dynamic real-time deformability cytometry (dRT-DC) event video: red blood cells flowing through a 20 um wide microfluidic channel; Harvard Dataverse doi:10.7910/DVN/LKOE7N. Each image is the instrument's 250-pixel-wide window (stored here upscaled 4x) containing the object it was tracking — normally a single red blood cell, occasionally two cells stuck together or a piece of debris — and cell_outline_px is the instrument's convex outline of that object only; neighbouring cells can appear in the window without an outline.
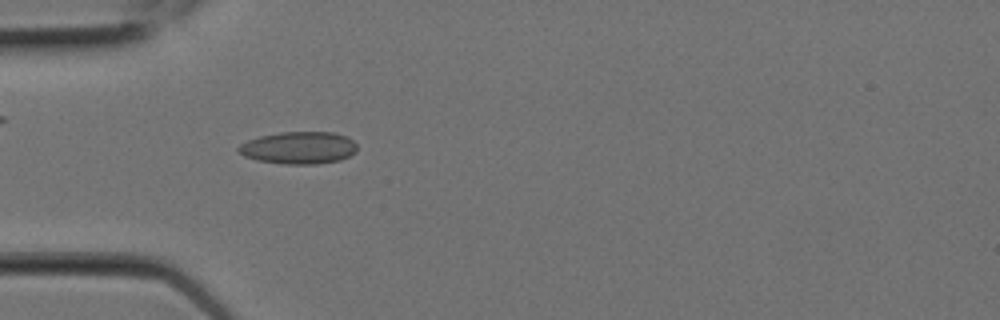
{"species": "Egyptian fruit bat (a non-hibernating species)", "species_latin": "Rousettus aegyptiacus", "temperature_condition": "room temperature", "stored_images_in_passage": 2, "camera_frame_rate_fps": 3000, "um_per_image_px": 0.085, "animal": {"sex": "female"}, "frame": {"image": 1, "passage_image": 1, "time_ms": 0.0, "image_size_px": [1000, 320], "cell_outline_px": [[356, 152], [340, 160], [316, 164], [284, 164], [256, 160], [244, 156], [236, 148], [240, 144], [248, 140], [260, 136], [280, 132], [336, 132], [348, 136], [356, 144]], "centroid_in_image_um": [25.4, 12.56], "position_along_channel_um": 59.6, "area_um2": 22.43}}
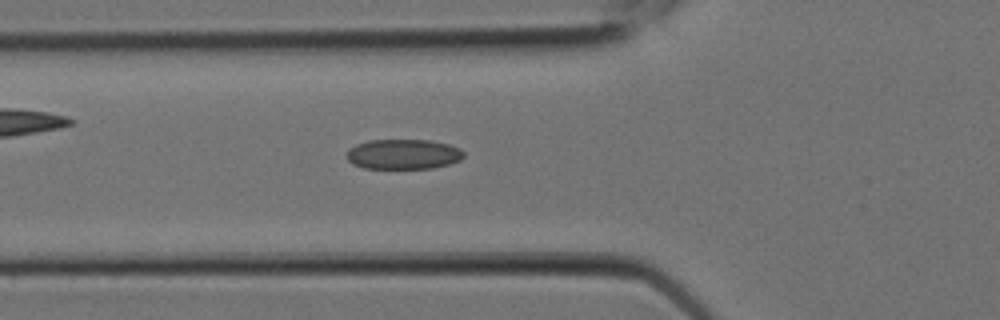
{"frame": {"image": 2, "passage_image": 2, "time_ms": 0.333, "image_size_px": [1000, 320], "cell_outline_px": [[464, 156], [460, 160], [448, 164], [432, 168], [364, 168], [352, 164], [348, 160], [348, 148], [356, 144], [368, 140], [432, 140], [448, 144], [460, 148], [464, 152]], "centroid_in_image_um": [34.28, 13.1], "position_along_channel_um": 91.5, "area_um2": 20.52}}